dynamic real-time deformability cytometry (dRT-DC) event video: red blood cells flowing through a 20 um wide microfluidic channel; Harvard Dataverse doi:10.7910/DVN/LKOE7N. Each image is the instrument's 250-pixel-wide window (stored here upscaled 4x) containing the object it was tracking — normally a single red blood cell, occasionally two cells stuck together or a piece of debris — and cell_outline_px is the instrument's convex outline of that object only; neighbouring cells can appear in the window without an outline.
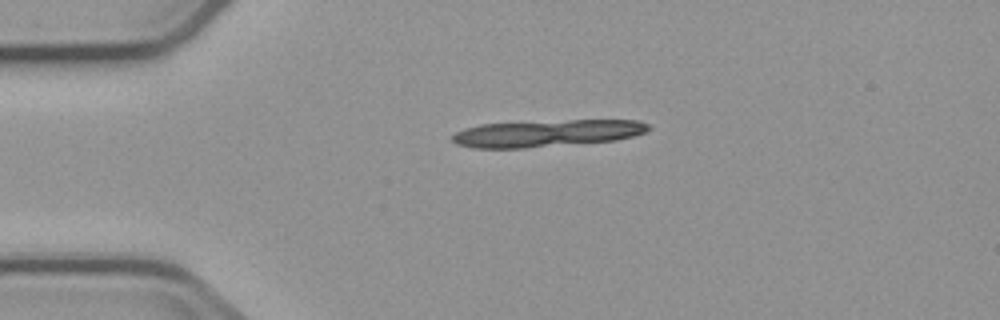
{"species": "common noctule bat (a hibernating species)", "species_latin": "Nyctalus noctula", "temperature_condition": "cold", "stored_images_in_passage": 2, "camera_frame_rate_fps": 3000, "um_per_image_px": 0.085, "animal": {"sex": "male", "body_mass_g": 23.1, "forearm_length_mm": 52.7}, "frame": {"image": 1, "passage_image": 1, "time_ms": 0.0, "image_size_px": [1000, 320], "cell_outline_px": [[652, 128], [644, 132], [632, 136], [616, 140], [524, 148], [476, 148], [456, 144], [452, 140], [452, 136], [456, 132], [464, 128], [480, 124], [568, 120], [636, 120], [648, 124]], "centroid_in_image_um": [46.46, 11.32], "position_along_channel_um": 38.5, "area_um2": 30.63}}